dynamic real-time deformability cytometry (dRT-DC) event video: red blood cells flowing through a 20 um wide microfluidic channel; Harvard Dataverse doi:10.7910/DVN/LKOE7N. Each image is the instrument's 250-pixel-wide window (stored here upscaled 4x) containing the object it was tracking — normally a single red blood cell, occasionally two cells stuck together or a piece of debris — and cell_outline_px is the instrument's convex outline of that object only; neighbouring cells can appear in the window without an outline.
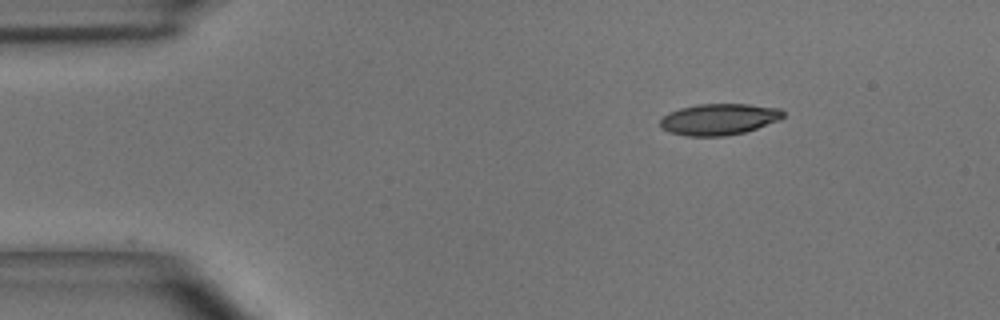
{"species": "common noctule bat (a hibernating species)", "species_latin": "Nyctalus noctula", "temperature_condition": "room temperature", "stored_images_in_passage": 43, "camera_frame_rate_fps": 3000, "um_per_image_px": 0.085, "animal": {"sex": "male", "body_mass_g": 15.6}, "frame": {"image": 1, "passage_image": 1, "time_ms": 0.0, "image_size_px": [1000, 320], "cell_outline_px": [[784, 116], [780, 120], [744, 132], [724, 136], [684, 136], [668, 132], [660, 128], [660, 120], [668, 112], [680, 108], [696, 104], [748, 104], [780, 108], [784, 112]], "centroid_in_image_um": [61.09, 10.14], "position_along_channel_um": 23.9, "area_um2": 22.6}}
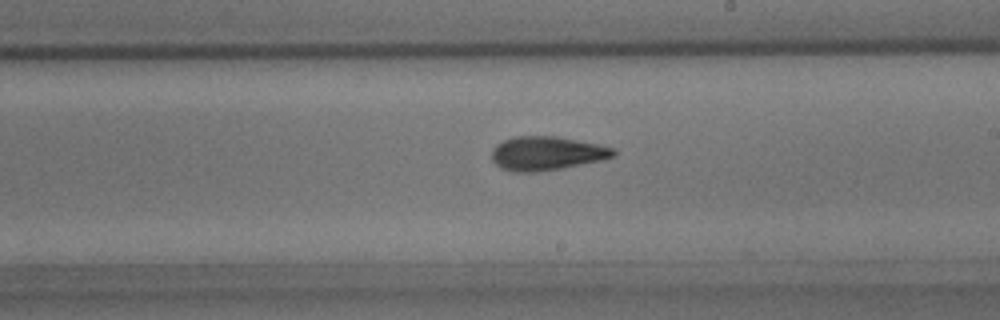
{"frame": {"image": 2, "passage_image": 22, "time_ms": 7.0, "image_size_px": [1000, 320], "cell_outline_px": [[616, 156], [600, 160], [560, 168], [536, 172], [516, 172], [500, 168], [492, 160], [492, 148], [496, 144], [512, 136], [556, 136], [616, 148]], "centroid_in_image_um": [46.44, 13.03], "position_along_channel_um": 242.6, "area_um2": 23.93}}
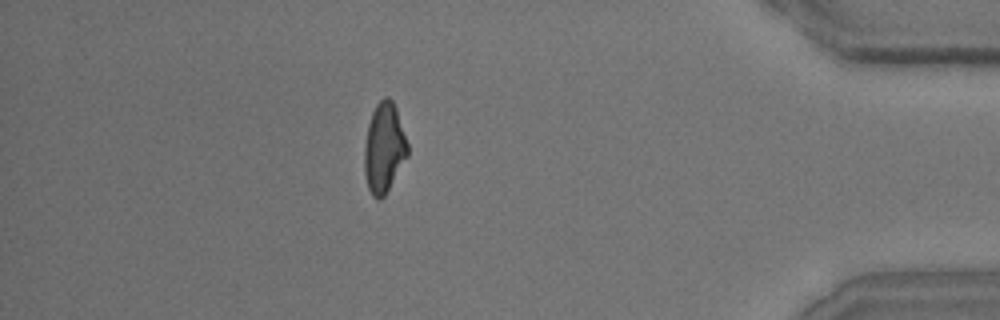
{"frame": {"image": 3, "passage_image": 37, "time_ms": 12.0, "image_size_px": [1000, 320], "cell_outline_px": [[408, 156], [384, 196], [380, 200], [376, 200], [372, 196], [368, 188], [364, 172], [364, 148], [368, 124], [372, 112], [376, 104], [384, 96], [388, 96], [392, 100], [396, 108], [408, 144]], "centroid_in_image_um": [32.64, 12.58], "position_along_channel_um": 402.6, "area_um2": 22.72}, "authors_computed_cell_mechanics": {"area_um2": 23.12, "velocity_mm_per_s": 4.0673, "shape_relaxation_time_tau1_ms": 5.2782, "shape_relaxation_time_tau2_ms": 2.754, "deformation_change_tau1": 0.18, "deformation_change_tau2": 0.1133}}